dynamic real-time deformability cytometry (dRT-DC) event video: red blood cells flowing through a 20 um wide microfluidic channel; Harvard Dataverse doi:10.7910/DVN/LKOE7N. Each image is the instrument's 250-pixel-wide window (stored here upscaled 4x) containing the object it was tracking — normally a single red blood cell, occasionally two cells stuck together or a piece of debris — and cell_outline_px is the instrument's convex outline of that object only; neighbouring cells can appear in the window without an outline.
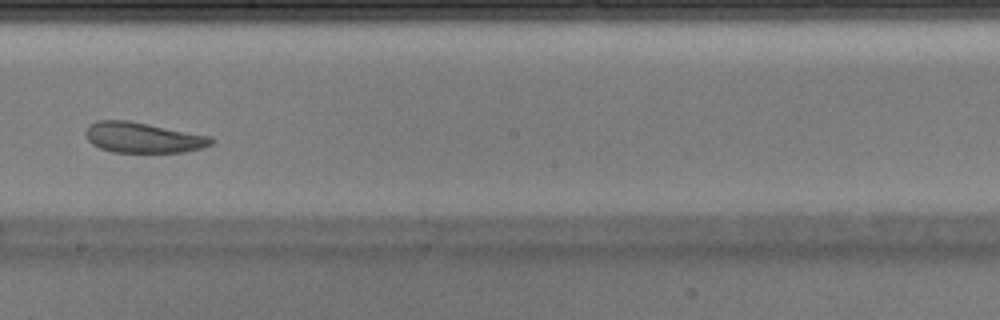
{"species": "Egyptian fruit bat (a non-hibernating species)", "species_latin": "Rousettus aegyptiacus", "temperature_condition": "warm", "stored_images_in_passage": 20, "camera_frame_rate_fps": 3000, "um_per_image_px": 0.085, "animal": {"sex": "male"}, "frame": {"image": 1, "passage_image": 15, "time_ms": 4.667, "image_size_px": [1000, 320], "cell_outline_px": [[212, 144], [204, 148], [184, 152], [112, 152], [100, 148], [92, 144], [88, 140], [84, 132], [88, 124], [96, 120], [128, 120], [208, 136], [212, 140]], "centroid_in_image_um": [12.09, 11.69], "position_along_channel_um": 236.1, "area_um2": 22.2}}